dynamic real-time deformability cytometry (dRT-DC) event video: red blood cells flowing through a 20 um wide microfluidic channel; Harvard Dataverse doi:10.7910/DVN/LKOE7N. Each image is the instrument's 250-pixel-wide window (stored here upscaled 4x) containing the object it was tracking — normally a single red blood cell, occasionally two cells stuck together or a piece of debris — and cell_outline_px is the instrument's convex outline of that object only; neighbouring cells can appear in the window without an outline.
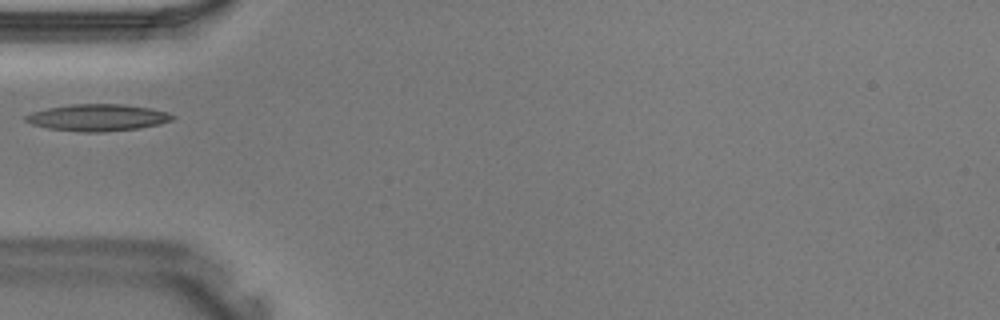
{"species": "Egyptian fruit bat (a non-hibernating species)", "species_latin": "Rousettus aegyptiacus", "temperature_condition": "warm", "stored_images_in_passage": 25, "camera_frame_rate_fps": 3000, "um_per_image_px": 0.085, "animal": {"sex": "male"}, "frame": {"image": 1, "passage_image": 1, "time_ms": 0.0, "image_size_px": [1000, 320], "cell_outline_px": [[176, 116], [172, 120], [160, 124], [140, 128], [104, 132], [84, 132], [48, 128], [32, 124], [24, 120], [24, 116], [32, 112], [48, 108], [72, 104], [124, 104], [148, 108], [168, 112]], "centroid_in_image_um": [8.32, 9.99], "position_along_channel_um": 76.7, "area_um2": 22.89}}
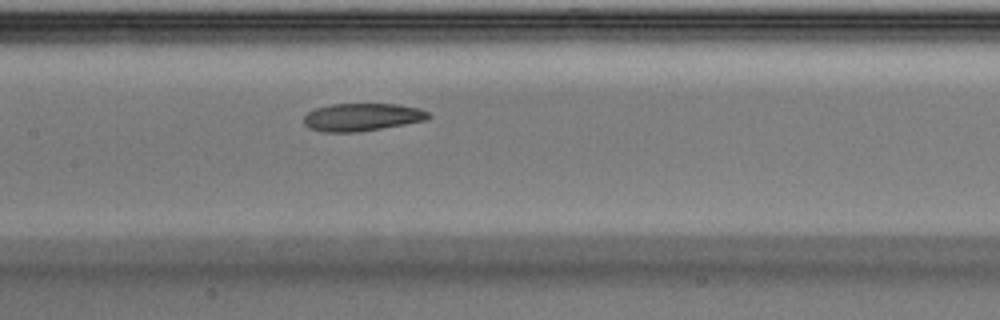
{"frame": {"image": 2, "passage_image": 7, "time_ms": 2.0, "image_size_px": [1000, 320], "cell_outline_px": [[432, 116], [428, 120], [360, 132], [320, 132], [308, 128], [304, 124], [304, 116], [308, 112], [316, 108], [332, 104], [396, 104], [420, 108], [428, 112]], "centroid_in_image_um": [30.78, 9.96], "position_along_channel_um": 176.6, "area_um2": 20.35}}
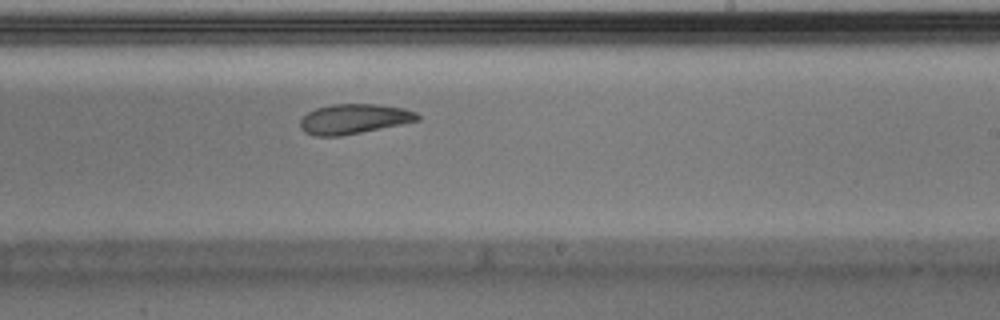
{"frame": {"image": 3, "passage_image": 12, "time_ms": 3.667, "image_size_px": [1000, 320], "cell_outline_px": [[420, 120], [340, 136], [312, 136], [304, 132], [300, 128], [300, 120], [308, 112], [316, 108], [332, 104], [376, 104], [404, 108], [416, 112], [420, 116]], "centroid_in_image_um": [30.06, 10.1], "position_along_channel_um": 258.9, "area_um2": 20.35}}